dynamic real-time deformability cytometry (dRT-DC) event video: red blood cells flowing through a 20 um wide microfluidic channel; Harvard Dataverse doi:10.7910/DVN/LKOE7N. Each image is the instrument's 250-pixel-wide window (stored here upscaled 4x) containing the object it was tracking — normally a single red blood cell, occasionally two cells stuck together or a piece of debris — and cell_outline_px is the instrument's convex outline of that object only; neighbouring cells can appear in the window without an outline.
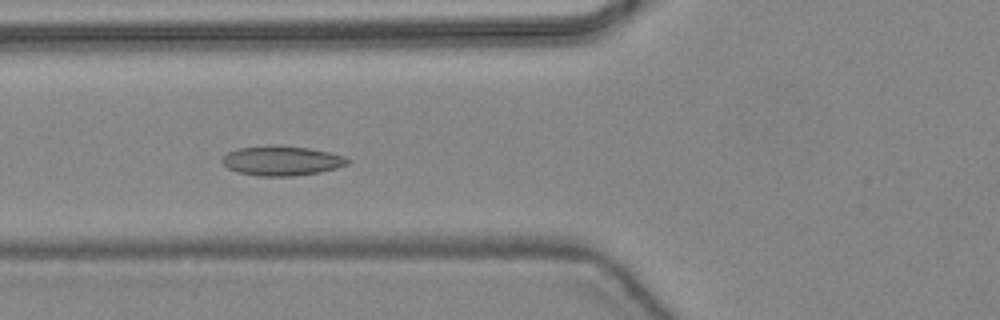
{"species": "common noctule bat (a hibernating species)", "species_latin": "Nyctalus noctula", "temperature_condition": "warm", "stored_images_in_passage": 32, "camera_frame_rate_fps": 3000, "um_per_image_px": 0.085, "animal": {"sex": "female", "body_mass_g": 24.6, "forearm_length_mm": 56.2}, "frame": {"image": 1, "passage_image": 11, "time_ms": 3.333, "image_size_px": [1000, 320], "cell_outline_px": [[352, 160], [348, 164], [336, 168], [320, 172], [292, 176], [260, 176], [236, 172], [228, 168], [220, 160], [228, 152], [240, 148], [276, 144], [308, 148], [328, 152], [344, 156]], "centroid_in_image_um": [23.95, 13.66], "position_along_channel_um": 101.9, "area_um2": 21.73}}
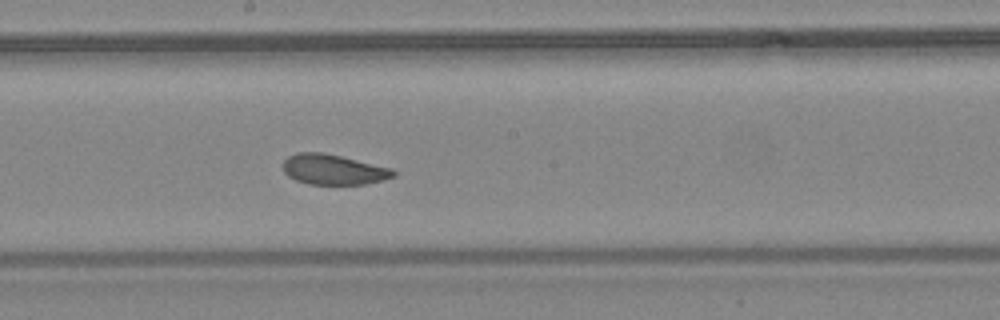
{"frame": {"image": 2, "passage_image": 19, "time_ms": 6.0, "image_size_px": [1000, 320], "cell_outline_px": [[396, 176], [364, 184], [308, 184], [296, 180], [288, 176], [284, 172], [284, 160], [288, 156], [296, 152], [324, 152], [392, 168], [396, 172]], "centroid_in_image_um": [28.33, 14.4], "position_along_channel_um": 219.9, "area_um2": 19.42}}
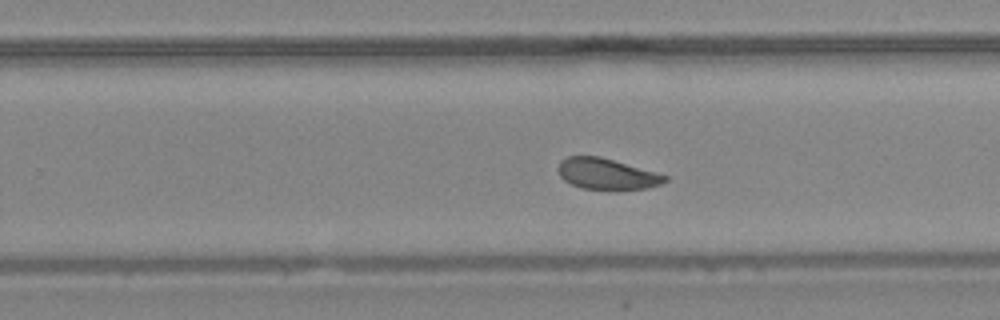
{"frame": {"image": 3, "passage_image": 23, "time_ms": 7.333, "image_size_px": [1000, 320], "cell_outline_px": [[668, 180], [660, 184], [648, 188], [616, 192], [608, 192], [584, 188], [572, 184], [564, 180], [560, 176], [560, 160], [568, 156], [600, 156], [668, 176]], "centroid_in_image_um": [51.61, 14.83], "position_along_channel_um": 278.2, "area_um2": 19.65}, "authors_computed_cell_mechanics": {"area_um2": 20.5479, "velocity_mm_per_s": 4.4004, "shape_relaxation_time_tau1_ms": 2.7685, "shape_relaxation_time_tau2_ms": 3.6188, "deformation_change_tau1": 0.0838, "deformation_change_tau2": 0.0715}}